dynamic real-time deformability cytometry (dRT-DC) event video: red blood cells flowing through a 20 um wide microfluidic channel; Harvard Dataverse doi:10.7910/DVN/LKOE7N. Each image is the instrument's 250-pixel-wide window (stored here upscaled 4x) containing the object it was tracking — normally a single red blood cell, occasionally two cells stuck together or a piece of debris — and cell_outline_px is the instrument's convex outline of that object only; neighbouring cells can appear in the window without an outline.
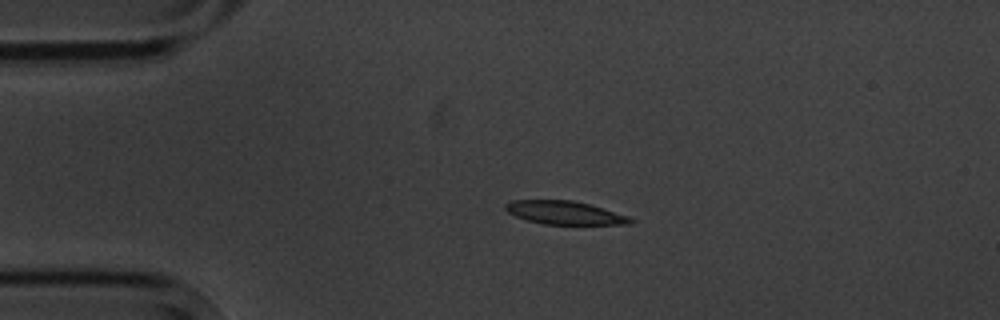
{"species": "common noctule bat (a hibernating species)", "species_latin": "Nyctalus noctula", "temperature_condition": "cold", "stored_images_in_passage": 4, "camera_frame_rate_fps": 3000, "um_per_image_px": 0.085, "animal": {"sex": "male", "body_mass_g": 20.1, "forearm_length_mm": 53.5}, "frame": {"image": 1, "passage_image": 3, "time_ms": 2.0, "image_size_px": [1000, 320], "cell_outline_px": [[636, 220], [632, 224], [544, 224], [528, 220], [516, 216], [508, 212], [504, 208], [504, 204], [512, 200], [572, 200], [588, 204], [628, 216]], "centroid_in_image_um": [47.99, 18.08], "position_along_channel_um": 37.0, "area_um2": 16.82}}